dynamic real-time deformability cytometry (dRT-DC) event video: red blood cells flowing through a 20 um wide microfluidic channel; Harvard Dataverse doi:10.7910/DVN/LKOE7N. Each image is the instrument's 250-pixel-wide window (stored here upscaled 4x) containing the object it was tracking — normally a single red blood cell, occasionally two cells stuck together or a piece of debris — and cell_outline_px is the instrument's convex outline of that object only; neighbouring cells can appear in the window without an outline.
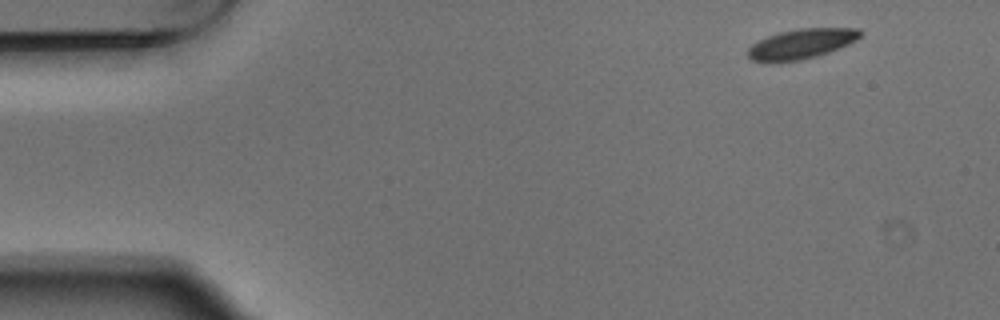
{"species": "Egyptian fruit bat (a non-hibernating species)", "species_latin": "Rousettus aegyptiacus", "temperature_condition": "warm", "stored_images_in_passage": 2, "camera_frame_rate_fps": 3000, "um_per_image_px": 0.085, "animal": {"sex": "male"}, "frame": {"image": 1, "passage_image": 1, "time_ms": 0.0, "image_size_px": [1000, 320], "cell_outline_px": [[864, 32], [856, 40], [848, 44], [828, 52], [816, 56], [800, 60], [752, 60], [748, 56], [748, 48], [752, 44], [768, 36], [780, 32], [800, 28], [860, 28]], "centroid_in_image_um": [68.18, 3.69], "position_along_channel_um": 16.8, "area_um2": 19.07}}
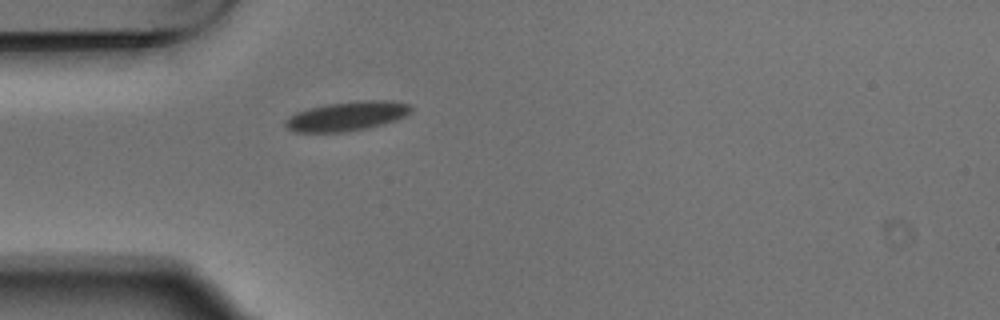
{"frame": {"image": 2, "passage_image": 2, "time_ms": 0.333, "image_size_px": [1000, 320], "cell_outline_px": [[412, 112], [396, 120], [384, 124], [344, 132], [296, 132], [288, 128], [284, 124], [284, 120], [288, 116], [296, 112], [308, 108], [328, 104], [360, 100], [392, 100], [408, 104], [412, 108]], "centroid_in_image_um": [29.48, 9.86], "position_along_channel_um": 55.5, "area_um2": 21.5}}